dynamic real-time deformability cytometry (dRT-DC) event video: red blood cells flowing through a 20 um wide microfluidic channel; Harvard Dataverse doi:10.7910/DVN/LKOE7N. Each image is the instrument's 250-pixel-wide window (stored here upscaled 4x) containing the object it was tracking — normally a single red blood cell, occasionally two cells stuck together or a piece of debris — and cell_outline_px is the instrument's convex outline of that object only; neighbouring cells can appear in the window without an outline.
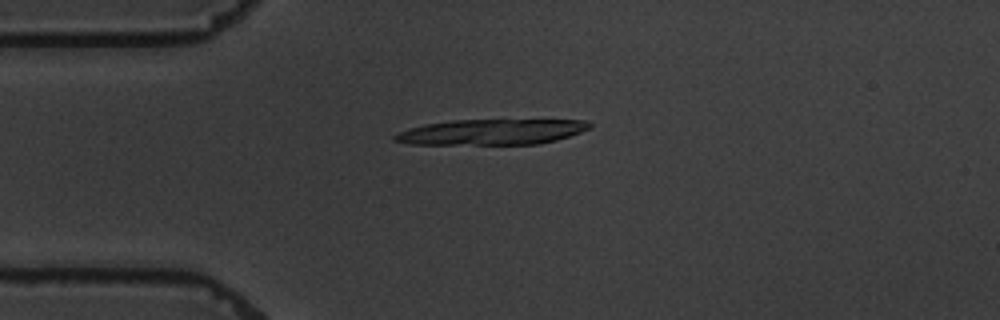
{"species": "common noctule bat (a hibernating species)", "species_latin": "Nyctalus noctula", "temperature_condition": "warm", "stored_images_in_passage": 4, "camera_frame_rate_fps": 3000, "um_per_image_px": 0.085, "animal": {"sex": "male", "body_mass_g": 19.5, "forearm_length_mm": 54.6}, "frame": {"image": 1, "passage_image": 1, "time_ms": 0.0, "image_size_px": [1000, 320], "cell_outline_px": [[592, 128], [556, 140], [540, 144], [408, 144], [392, 140], [392, 136], [396, 132], [408, 128], [428, 124], [452, 120], [588, 120], [592, 124]], "centroid_in_image_um": [41.77, 11.22], "position_along_channel_um": 43.2, "area_um2": 29.07}}
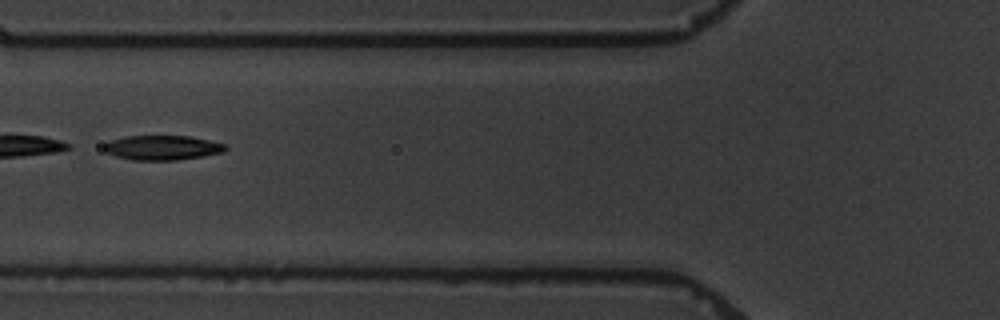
{"frame": {"image": 2, "passage_image": 3, "time_ms": 2.667, "image_size_px": [1000, 320], "cell_outline_px": [[228, 148], [224, 152], [204, 156], [176, 160], [132, 160], [116, 156], [108, 152], [104, 148], [104, 144], [108, 140], [128, 136], [188, 136], [228, 144]], "centroid_in_image_um": [13.84, 12.55], "position_along_channel_um": 112.0, "area_um2": 17.46}}
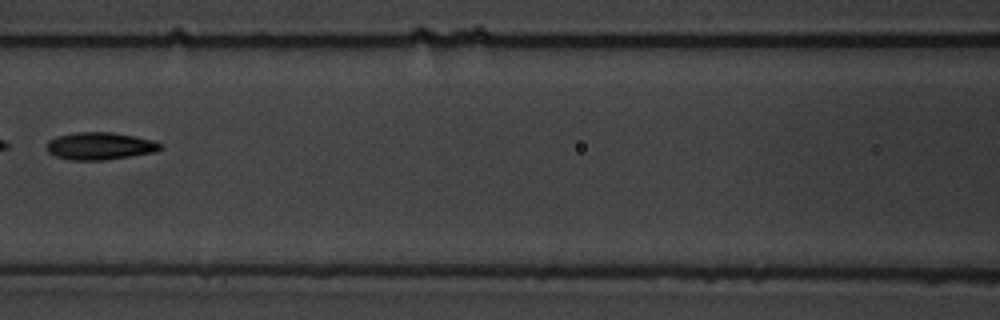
{"frame": {"image": 3, "passage_image": 4, "time_ms": 4.0, "image_size_px": [1000, 320], "cell_outline_px": [[160, 148], [152, 152], [132, 156], [104, 160], [68, 160], [56, 156], [48, 152], [48, 140], [56, 136], [76, 132], [112, 132], [156, 140], [160, 144]], "centroid_in_image_um": [8.47, 12.4], "position_along_channel_um": 158.1, "area_um2": 18.09}}